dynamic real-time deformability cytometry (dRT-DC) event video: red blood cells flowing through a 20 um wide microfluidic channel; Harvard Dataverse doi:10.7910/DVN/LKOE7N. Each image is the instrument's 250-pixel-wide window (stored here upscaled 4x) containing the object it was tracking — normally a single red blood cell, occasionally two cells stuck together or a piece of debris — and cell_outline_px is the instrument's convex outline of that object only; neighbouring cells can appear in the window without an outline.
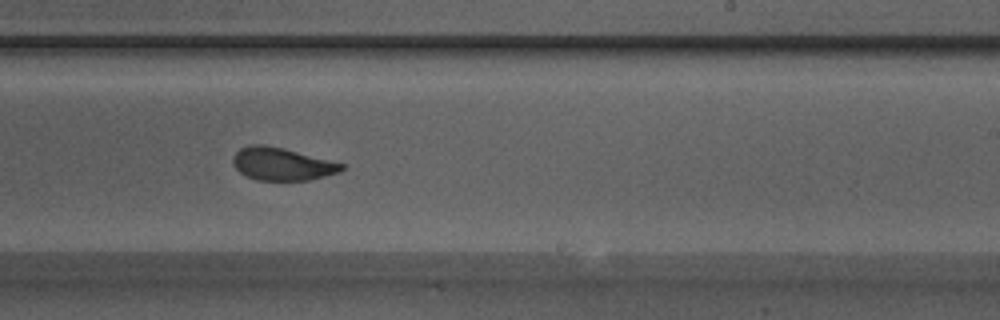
{"species": "Egyptian fruit bat (a non-hibernating species)", "species_latin": "Rousettus aegyptiacus", "temperature_condition": "warm", "stored_images_in_passage": 45, "camera_frame_rate_fps": 3000, "um_per_image_px": 0.085, "animal": {"sex": "male"}, "frame": {"image": 1, "passage_image": 26, "time_ms": 8.333, "image_size_px": [1000, 320], "cell_outline_px": [[344, 168], [340, 172], [308, 180], [256, 180], [240, 172], [236, 168], [232, 160], [236, 152], [240, 148], [252, 144], [264, 144], [284, 148], [344, 164]], "centroid_in_image_um": [23.96, 13.93], "position_along_channel_um": 265.0, "area_um2": 20.52}, "authors_computed_cell_mechanics": {"area_um2": 22.0796, "velocity_mm_per_s": 3.8585, "shape_relaxation_time_tau1_ms": 3.9173, "shape_relaxation_time_tau2_ms": 1.113, "deformation_change_tau1": 0.1354, "deformation_change_tau2": 0.0552}}